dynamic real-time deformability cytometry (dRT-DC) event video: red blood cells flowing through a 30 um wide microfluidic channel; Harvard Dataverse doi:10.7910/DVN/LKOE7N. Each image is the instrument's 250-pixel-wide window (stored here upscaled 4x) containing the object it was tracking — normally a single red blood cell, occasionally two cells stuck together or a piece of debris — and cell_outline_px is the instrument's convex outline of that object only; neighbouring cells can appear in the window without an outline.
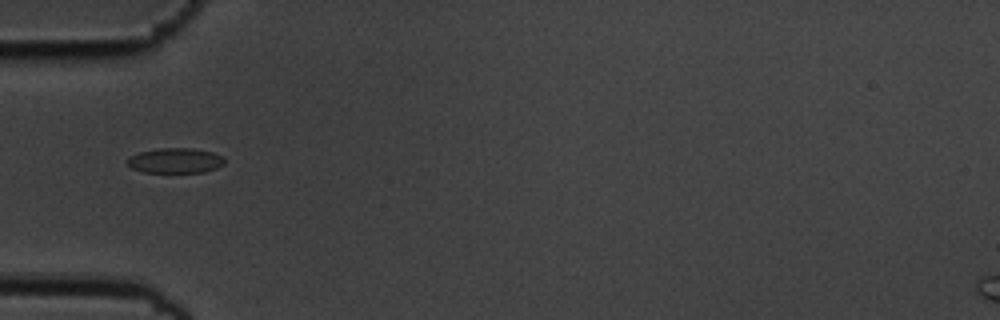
{"species": "common noctule bat (a hibernating species)", "species_latin": "Nyctalus noctula", "temperature_condition": "cold", "stored_images_in_passage": 38, "camera_frame_rate_fps": 3000, "um_per_image_px": 0.085, "animal": {"sex": "male", "body_mass_g": 19.5, "forearm_length_mm": 54.6}, "frame": {"image": 1, "passage_image": 1, "time_ms": 0.0, "image_size_px": [1000, 320], "cell_outline_px": [[224, 164], [216, 168], [204, 172], [144, 172], [132, 168], [124, 160], [140, 152], [160, 148], [192, 148], [212, 152], [220, 156], [224, 160]], "centroid_in_image_um": [14.89, 13.65], "position_along_channel_um": 70.1, "area_um2": 14.05}}
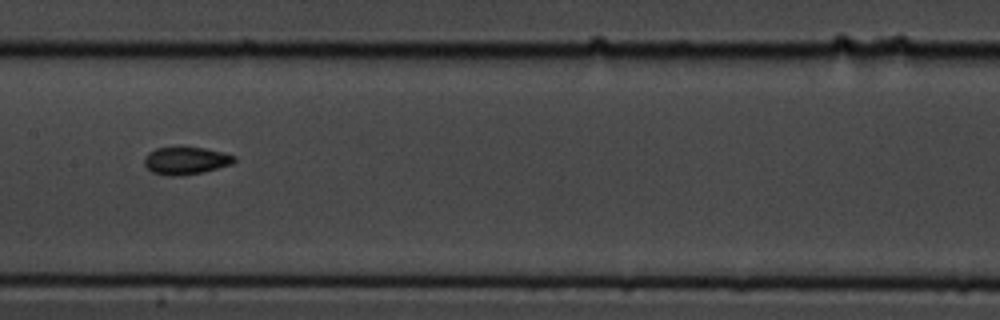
{"frame": {"image": 2, "passage_image": 11, "time_ms": 3.333, "image_size_px": [1000, 320], "cell_outline_px": [[236, 160], [232, 164], [204, 172], [180, 176], [168, 176], [152, 172], [144, 164], [144, 156], [148, 152], [156, 148], [180, 144], [204, 148], [236, 156]], "centroid_in_image_um": [15.76, 13.62], "position_along_channel_um": 191.6, "area_um2": 15.03}}
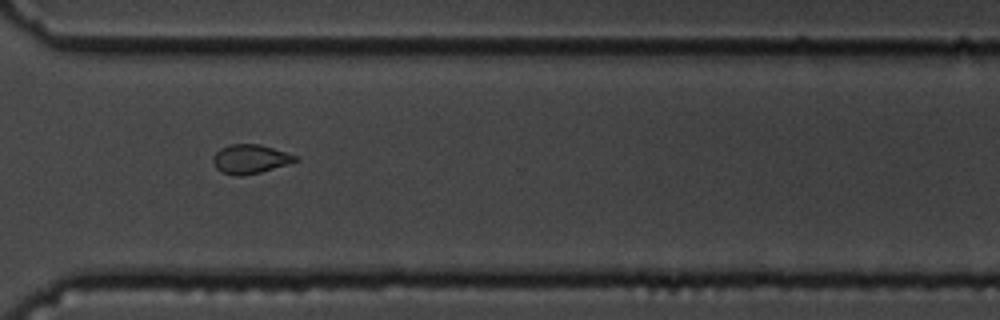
{"frame": {"image": 3, "passage_image": 24, "time_ms": 7.667, "image_size_px": [1000, 320], "cell_outline_px": [[300, 160], [288, 164], [260, 172], [240, 176], [236, 176], [224, 172], [216, 168], [212, 160], [212, 156], [220, 148], [228, 144], [260, 144], [296, 156]], "centroid_in_image_um": [21.24, 13.51], "position_along_channel_um": 349.4, "area_um2": 13.81}, "authors_computed_cell_mechanics": {"area_um2": 14.2477, "velocity_mm_per_s": 3.6408, "shape_relaxation_time_tau1_ms": null, "shape_relaxation_time_tau2_ms": 4.5, "deformation_change_tau1": null, "deformation_change_tau2": 0.075}}